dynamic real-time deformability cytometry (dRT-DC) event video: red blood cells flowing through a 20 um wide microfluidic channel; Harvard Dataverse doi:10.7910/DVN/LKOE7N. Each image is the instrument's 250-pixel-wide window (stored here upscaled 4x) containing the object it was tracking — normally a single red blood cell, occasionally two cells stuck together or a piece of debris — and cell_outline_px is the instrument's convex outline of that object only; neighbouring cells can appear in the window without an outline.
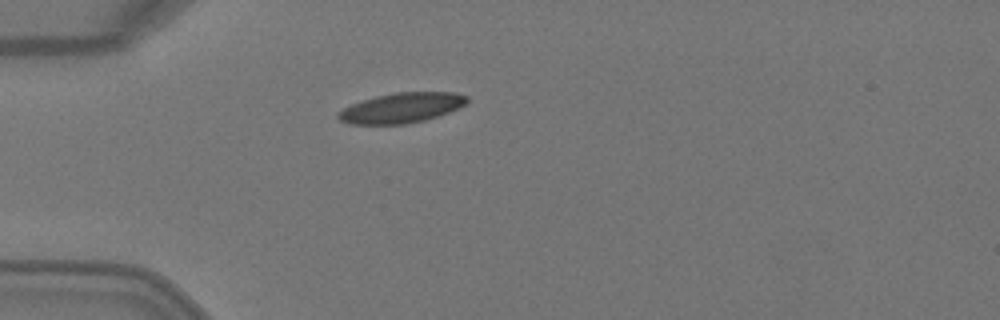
{"species": "Egyptian fruit bat (a non-hibernating species)", "species_latin": "Rousettus aegyptiacus", "temperature_condition": "warm", "stored_images_in_passage": 5, "camera_frame_rate_fps": 3000, "um_per_image_px": 0.085, "animal": {"sex": "female"}, "frame": {"image": 1, "passage_image": 5, "time_ms": 1.333, "image_size_px": [1000, 320], "cell_outline_px": [[468, 100], [460, 108], [424, 120], [408, 124], [348, 124], [340, 120], [336, 116], [336, 112], [352, 104], [376, 96], [396, 92], [456, 92], [468, 96]], "centroid_in_image_um": [34.12, 9.17], "position_along_channel_um": 50.9, "area_um2": 22.54}}